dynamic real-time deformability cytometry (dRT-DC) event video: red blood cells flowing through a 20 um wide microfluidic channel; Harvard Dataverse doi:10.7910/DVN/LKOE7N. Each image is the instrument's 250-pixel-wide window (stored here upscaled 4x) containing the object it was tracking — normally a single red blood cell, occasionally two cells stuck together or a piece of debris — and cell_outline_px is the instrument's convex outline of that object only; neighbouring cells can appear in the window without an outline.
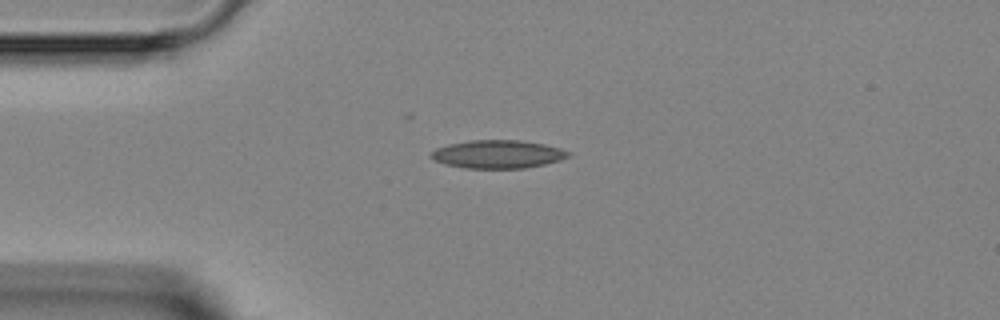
{"species": "Egyptian fruit bat (a non-hibernating species)", "species_latin": "Rousettus aegyptiacus", "temperature_condition": "room temperature", "stored_images_in_passage": 2, "camera_frame_rate_fps": 3000, "um_per_image_px": 0.085, "animal": {"sex": "female"}, "frame": {"image": 1, "passage_image": 1, "time_ms": 0.0, "image_size_px": [1000, 320], "cell_outline_px": [[572, 156], [560, 160], [544, 164], [524, 168], [464, 168], [444, 164], [432, 160], [428, 156], [436, 148], [448, 144], [468, 140], [520, 140], [544, 144], [560, 148], [572, 152]], "centroid_in_image_um": [42.3, 13.1], "position_along_channel_um": 42.7, "area_um2": 22.77}}